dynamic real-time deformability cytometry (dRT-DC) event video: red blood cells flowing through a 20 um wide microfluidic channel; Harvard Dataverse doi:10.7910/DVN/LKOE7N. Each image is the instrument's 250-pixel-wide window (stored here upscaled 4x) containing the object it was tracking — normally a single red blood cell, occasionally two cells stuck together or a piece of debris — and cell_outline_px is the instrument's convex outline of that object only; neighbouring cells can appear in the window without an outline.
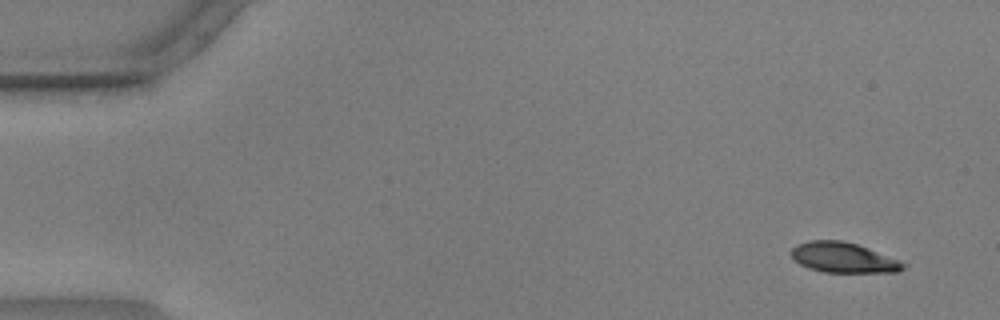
{"species": "common noctule bat (a hibernating species)", "species_latin": "Nyctalus noctula", "temperature_condition": "warm", "stored_images_in_passage": 57, "camera_frame_rate_fps": 3000, "um_per_image_px": 0.085, "animal": {"sex": "male", "body_mass_g": 17.9, "forearm_length_mm": 54.2}, "frame": {"image": 1, "passage_image": 4, "time_ms": 1.0, "image_size_px": [1000, 320], "cell_outline_px": [[908, 264], [904, 268], [896, 272], [824, 272], [808, 268], [792, 260], [788, 252], [796, 244], [812, 240], [840, 240], [856, 244], [868, 248], [900, 260]], "centroid_in_image_um": [71.64, 21.89], "position_along_channel_um": 13.4, "area_um2": 19.88}}
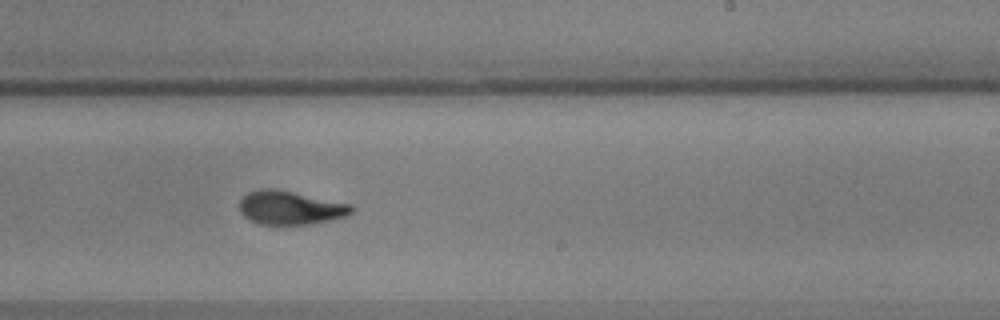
{"frame": {"image": 2, "passage_image": 35, "time_ms": 11.333, "image_size_px": [1000, 320], "cell_outline_px": [[356, 208], [348, 216], [332, 220], [312, 224], [260, 224], [244, 216], [240, 212], [240, 200], [248, 192], [260, 188], [272, 188], [352, 204]], "centroid_in_image_um": [24.71, 17.66], "position_along_channel_um": 264.3, "area_um2": 21.96}}
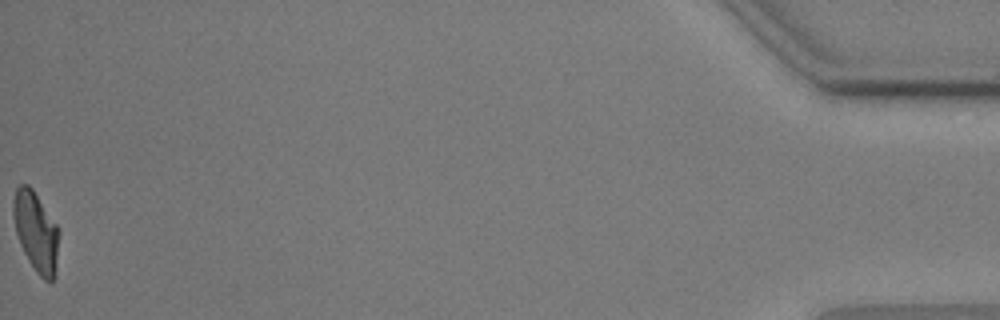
{"frame": {"image": 3, "passage_image": 57, "time_ms": 18.667, "image_size_px": [1000, 320], "cell_outline_px": [[60, 232], [56, 276], [52, 284], [48, 284], [36, 272], [28, 260], [20, 244], [16, 232], [12, 216], [12, 200], [16, 188], [20, 184], [28, 184], [32, 188], [60, 228]], "centroid_in_image_um": [3.09, 19.73], "position_along_channel_um": 432.1, "area_um2": 21.96}, "authors_computed_cell_mechanics": {"area_um2": 21.9062, "velocity_mm_per_s": 3.5987, "shape_relaxation_time_tau1_ms": 3.3591, "shape_relaxation_time_tau2_ms": 1.2317, "deformation_change_tau1": 0.1624, "deformation_change_tau2": 0.062}}